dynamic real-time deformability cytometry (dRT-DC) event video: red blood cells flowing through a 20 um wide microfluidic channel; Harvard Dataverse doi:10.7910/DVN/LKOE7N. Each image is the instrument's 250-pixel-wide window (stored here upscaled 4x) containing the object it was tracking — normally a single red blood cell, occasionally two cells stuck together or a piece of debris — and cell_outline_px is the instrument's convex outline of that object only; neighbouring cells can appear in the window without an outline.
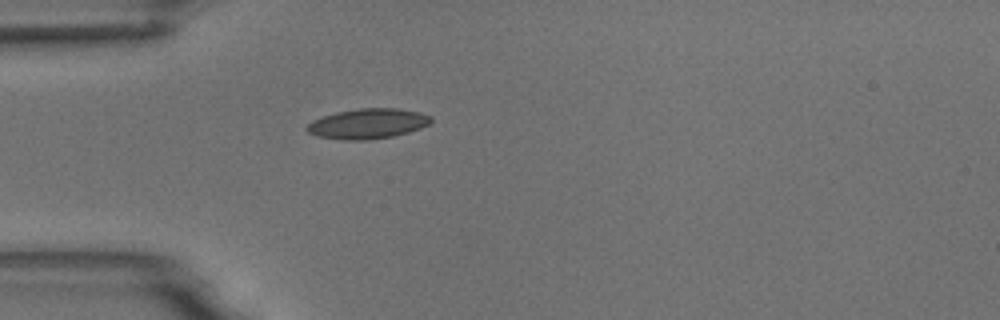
{"species": "common noctule bat (a hibernating species)", "species_latin": "Nyctalus noctula", "temperature_condition": "room temperature", "stored_images_in_passage": 1, "camera_frame_rate_fps": 3000, "um_per_image_px": 0.085, "animal": {"sex": "male", "body_mass_g": 18.8}, "frame": {"image": 1, "passage_image": 1, "time_ms": 0.0, "image_size_px": [1000, 320], "cell_outline_px": [[432, 120], [428, 124], [420, 128], [408, 132], [392, 136], [368, 140], [344, 140], [316, 136], [308, 132], [304, 128], [312, 120], [336, 112], [360, 108], [396, 108], [420, 112], [432, 116]], "centroid_in_image_um": [31.24, 10.51], "position_along_channel_um": 53.8, "area_um2": 21.79}}